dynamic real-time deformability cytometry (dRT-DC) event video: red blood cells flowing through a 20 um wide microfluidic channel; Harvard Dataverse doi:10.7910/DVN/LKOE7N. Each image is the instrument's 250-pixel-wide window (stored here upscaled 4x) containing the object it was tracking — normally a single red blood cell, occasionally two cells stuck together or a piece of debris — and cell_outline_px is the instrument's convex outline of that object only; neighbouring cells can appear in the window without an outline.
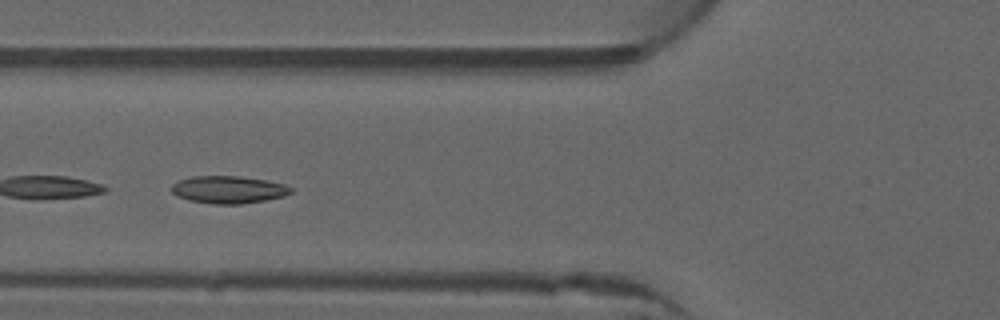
{"species": "common noctule bat (a hibernating species)", "species_latin": "Nyctalus noctula", "temperature_condition": "warm", "stored_images_in_passage": 20, "camera_frame_rate_fps": 3000, "um_per_image_px": 0.085, "animal": {"sex": "male", "forearm_length_mm": 52.5}, "frame": {"image": 1, "passage_image": 12, "time_ms": 3.667, "image_size_px": [1000, 320], "cell_outline_px": [[292, 192], [284, 196], [264, 200], [240, 204], [216, 204], [188, 200], [176, 196], [172, 192], [172, 184], [176, 180], [192, 176], [240, 176], [264, 180], [284, 184], [292, 188]], "centroid_in_image_um": [19.37, 16.11], "position_along_channel_um": 106.4, "area_um2": 19.07}}